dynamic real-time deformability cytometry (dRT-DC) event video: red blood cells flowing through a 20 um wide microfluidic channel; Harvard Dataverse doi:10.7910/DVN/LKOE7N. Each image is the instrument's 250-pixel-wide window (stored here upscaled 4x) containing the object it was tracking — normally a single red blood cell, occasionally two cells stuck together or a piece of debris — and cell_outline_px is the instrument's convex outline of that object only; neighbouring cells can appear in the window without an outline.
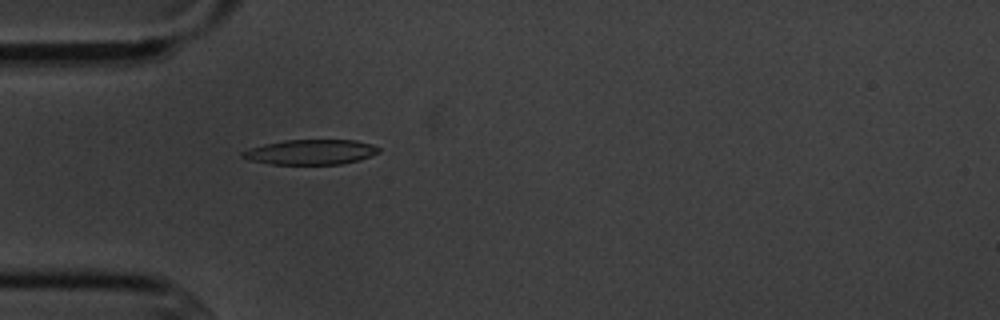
{"species": "common noctule bat (a hibernating species)", "species_latin": "Nyctalus noctula", "temperature_condition": "cold", "stored_images_in_passage": 4, "camera_frame_rate_fps": 3000, "um_per_image_px": 0.085, "animal": {"sex": "male", "body_mass_g": 20.1, "forearm_length_mm": 53.5}, "frame": {"image": 1, "passage_image": 4, "time_ms": 3.333, "image_size_px": [1000, 320], "cell_outline_px": [[380, 152], [360, 160], [340, 164], [272, 164], [248, 160], [240, 156], [240, 152], [264, 144], [284, 140], [356, 140], [372, 144], [380, 148]], "centroid_in_image_um": [26.42, 12.92], "position_along_channel_um": 58.6, "area_um2": 19.88}}